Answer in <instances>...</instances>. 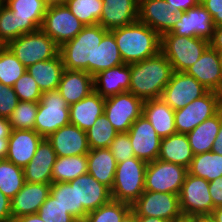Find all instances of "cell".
Returning a JSON list of instances; mask_svg holds the SVG:
<instances>
[{
  "label": "cell",
  "mask_w": 222,
  "mask_h": 222,
  "mask_svg": "<svg viewBox=\"0 0 222 222\" xmlns=\"http://www.w3.org/2000/svg\"><path fill=\"white\" fill-rule=\"evenodd\" d=\"M131 92L142 101L161 98L163 89L170 81L173 68L165 55H157L137 63L130 64Z\"/></svg>",
  "instance_id": "1"
},
{
  "label": "cell",
  "mask_w": 222,
  "mask_h": 222,
  "mask_svg": "<svg viewBox=\"0 0 222 222\" xmlns=\"http://www.w3.org/2000/svg\"><path fill=\"white\" fill-rule=\"evenodd\" d=\"M125 64L137 63L160 52L161 36L148 25L136 21L110 30Z\"/></svg>",
  "instance_id": "2"
},
{
  "label": "cell",
  "mask_w": 222,
  "mask_h": 222,
  "mask_svg": "<svg viewBox=\"0 0 222 222\" xmlns=\"http://www.w3.org/2000/svg\"><path fill=\"white\" fill-rule=\"evenodd\" d=\"M108 32L101 25L85 26L72 40L59 47L65 69L83 70L95 75V54L103 36Z\"/></svg>",
  "instance_id": "3"
},
{
  "label": "cell",
  "mask_w": 222,
  "mask_h": 222,
  "mask_svg": "<svg viewBox=\"0 0 222 222\" xmlns=\"http://www.w3.org/2000/svg\"><path fill=\"white\" fill-rule=\"evenodd\" d=\"M145 161L132 157L124 162L117 163L113 187L112 200L132 205L145 191Z\"/></svg>",
  "instance_id": "4"
},
{
  "label": "cell",
  "mask_w": 222,
  "mask_h": 222,
  "mask_svg": "<svg viewBox=\"0 0 222 222\" xmlns=\"http://www.w3.org/2000/svg\"><path fill=\"white\" fill-rule=\"evenodd\" d=\"M209 41L199 37L178 36L173 33L161 35L160 51L171 63L173 71L185 72L192 66L205 49Z\"/></svg>",
  "instance_id": "5"
},
{
  "label": "cell",
  "mask_w": 222,
  "mask_h": 222,
  "mask_svg": "<svg viewBox=\"0 0 222 222\" xmlns=\"http://www.w3.org/2000/svg\"><path fill=\"white\" fill-rule=\"evenodd\" d=\"M6 46L26 68L59 54V46L42 29L21 35Z\"/></svg>",
  "instance_id": "6"
},
{
  "label": "cell",
  "mask_w": 222,
  "mask_h": 222,
  "mask_svg": "<svg viewBox=\"0 0 222 222\" xmlns=\"http://www.w3.org/2000/svg\"><path fill=\"white\" fill-rule=\"evenodd\" d=\"M70 124V109L58 90L43 92L38 102L34 130L43 138Z\"/></svg>",
  "instance_id": "7"
},
{
  "label": "cell",
  "mask_w": 222,
  "mask_h": 222,
  "mask_svg": "<svg viewBox=\"0 0 222 222\" xmlns=\"http://www.w3.org/2000/svg\"><path fill=\"white\" fill-rule=\"evenodd\" d=\"M180 211L184 218L208 217L213 211L209 182L203 178L186 175L179 193Z\"/></svg>",
  "instance_id": "8"
},
{
  "label": "cell",
  "mask_w": 222,
  "mask_h": 222,
  "mask_svg": "<svg viewBox=\"0 0 222 222\" xmlns=\"http://www.w3.org/2000/svg\"><path fill=\"white\" fill-rule=\"evenodd\" d=\"M84 27L62 1L49 3L41 29L60 47L75 38Z\"/></svg>",
  "instance_id": "9"
},
{
  "label": "cell",
  "mask_w": 222,
  "mask_h": 222,
  "mask_svg": "<svg viewBox=\"0 0 222 222\" xmlns=\"http://www.w3.org/2000/svg\"><path fill=\"white\" fill-rule=\"evenodd\" d=\"M222 109V94L208 91L184 108L175 110L174 123L177 133L187 134L200 123L216 115Z\"/></svg>",
  "instance_id": "10"
},
{
  "label": "cell",
  "mask_w": 222,
  "mask_h": 222,
  "mask_svg": "<svg viewBox=\"0 0 222 222\" xmlns=\"http://www.w3.org/2000/svg\"><path fill=\"white\" fill-rule=\"evenodd\" d=\"M187 173V168L182 165L156 159L147 164L145 191L179 195Z\"/></svg>",
  "instance_id": "11"
},
{
  "label": "cell",
  "mask_w": 222,
  "mask_h": 222,
  "mask_svg": "<svg viewBox=\"0 0 222 222\" xmlns=\"http://www.w3.org/2000/svg\"><path fill=\"white\" fill-rule=\"evenodd\" d=\"M137 217H159L177 222L184 217L180 211L179 195L164 192L144 191L132 204Z\"/></svg>",
  "instance_id": "12"
},
{
  "label": "cell",
  "mask_w": 222,
  "mask_h": 222,
  "mask_svg": "<svg viewBox=\"0 0 222 222\" xmlns=\"http://www.w3.org/2000/svg\"><path fill=\"white\" fill-rule=\"evenodd\" d=\"M143 101L131 92L105 98L104 115L119 132H128L133 122L142 115Z\"/></svg>",
  "instance_id": "13"
},
{
  "label": "cell",
  "mask_w": 222,
  "mask_h": 222,
  "mask_svg": "<svg viewBox=\"0 0 222 222\" xmlns=\"http://www.w3.org/2000/svg\"><path fill=\"white\" fill-rule=\"evenodd\" d=\"M75 183L77 196V221L83 222L90 211L112 200L111 189L86 173L69 181Z\"/></svg>",
  "instance_id": "14"
},
{
  "label": "cell",
  "mask_w": 222,
  "mask_h": 222,
  "mask_svg": "<svg viewBox=\"0 0 222 222\" xmlns=\"http://www.w3.org/2000/svg\"><path fill=\"white\" fill-rule=\"evenodd\" d=\"M208 91L193 76L187 75L185 72L174 71L170 81L163 89L161 99L173 110H179Z\"/></svg>",
  "instance_id": "15"
},
{
  "label": "cell",
  "mask_w": 222,
  "mask_h": 222,
  "mask_svg": "<svg viewBox=\"0 0 222 222\" xmlns=\"http://www.w3.org/2000/svg\"><path fill=\"white\" fill-rule=\"evenodd\" d=\"M128 135L135 157L146 163L158 159L162 138L143 114L133 122Z\"/></svg>",
  "instance_id": "16"
},
{
  "label": "cell",
  "mask_w": 222,
  "mask_h": 222,
  "mask_svg": "<svg viewBox=\"0 0 222 222\" xmlns=\"http://www.w3.org/2000/svg\"><path fill=\"white\" fill-rule=\"evenodd\" d=\"M4 5L15 16L18 38L41 29L49 2L47 0H5Z\"/></svg>",
  "instance_id": "17"
},
{
  "label": "cell",
  "mask_w": 222,
  "mask_h": 222,
  "mask_svg": "<svg viewBox=\"0 0 222 222\" xmlns=\"http://www.w3.org/2000/svg\"><path fill=\"white\" fill-rule=\"evenodd\" d=\"M214 28L211 14L202 4H198L185 12H180L179 21L167 33H173L178 36L199 37L210 41Z\"/></svg>",
  "instance_id": "18"
},
{
  "label": "cell",
  "mask_w": 222,
  "mask_h": 222,
  "mask_svg": "<svg viewBox=\"0 0 222 222\" xmlns=\"http://www.w3.org/2000/svg\"><path fill=\"white\" fill-rule=\"evenodd\" d=\"M179 18L180 11L170 9L166 0H139L138 21L148 25L160 36L169 32Z\"/></svg>",
  "instance_id": "19"
},
{
  "label": "cell",
  "mask_w": 222,
  "mask_h": 222,
  "mask_svg": "<svg viewBox=\"0 0 222 222\" xmlns=\"http://www.w3.org/2000/svg\"><path fill=\"white\" fill-rule=\"evenodd\" d=\"M187 75L193 76L209 91L222 94V67L220 53L210 45L192 66L186 69Z\"/></svg>",
  "instance_id": "20"
},
{
  "label": "cell",
  "mask_w": 222,
  "mask_h": 222,
  "mask_svg": "<svg viewBox=\"0 0 222 222\" xmlns=\"http://www.w3.org/2000/svg\"><path fill=\"white\" fill-rule=\"evenodd\" d=\"M57 157L84 155L89 152L87 133L69 124L59 128L47 138Z\"/></svg>",
  "instance_id": "21"
},
{
  "label": "cell",
  "mask_w": 222,
  "mask_h": 222,
  "mask_svg": "<svg viewBox=\"0 0 222 222\" xmlns=\"http://www.w3.org/2000/svg\"><path fill=\"white\" fill-rule=\"evenodd\" d=\"M43 139L35 130H12L5 159L24 168L32 160Z\"/></svg>",
  "instance_id": "22"
},
{
  "label": "cell",
  "mask_w": 222,
  "mask_h": 222,
  "mask_svg": "<svg viewBox=\"0 0 222 222\" xmlns=\"http://www.w3.org/2000/svg\"><path fill=\"white\" fill-rule=\"evenodd\" d=\"M51 184L27 183L11 199L12 220L30 214H37L40 206L50 194Z\"/></svg>",
  "instance_id": "23"
},
{
  "label": "cell",
  "mask_w": 222,
  "mask_h": 222,
  "mask_svg": "<svg viewBox=\"0 0 222 222\" xmlns=\"http://www.w3.org/2000/svg\"><path fill=\"white\" fill-rule=\"evenodd\" d=\"M139 0H103L99 25L108 31L138 21Z\"/></svg>",
  "instance_id": "24"
},
{
  "label": "cell",
  "mask_w": 222,
  "mask_h": 222,
  "mask_svg": "<svg viewBox=\"0 0 222 222\" xmlns=\"http://www.w3.org/2000/svg\"><path fill=\"white\" fill-rule=\"evenodd\" d=\"M57 155L46 138L38 145L32 160L23 168L25 182L27 183H52V168Z\"/></svg>",
  "instance_id": "25"
},
{
  "label": "cell",
  "mask_w": 222,
  "mask_h": 222,
  "mask_svg": "<svg viewBox=\"0 0 222 222\" xmlns=\"http://www.w3.org/2000/svg\"><path fill=\"white\" fill-rule=\"evenodd\" d=\"M130 64H120L105 69L93 76L94 91L103 98H108L129 91Z\"/></svg>",
  "instance_id": "26"
},
{
  "label": "cell",
  "mask_w": 222,
  "mask_h": 222,
  "mask_svg": "<svg viewBox=\"0 0 222 222\" xmlns=\"http://www.w3.org/2000/svg\"><path fill=\"white\" fill-rule=\"evenodd\" d=\"M58 91L70 106L94 91L93 76L83 70L65 69Z\"/></svg>",
  "instance_id": "27"
},
{
  "label": "cell",
  "mask_w": 222,
  "mask_h": 222,
  "mask_svg": "<svg viewBox=\"0 0 222 222\" xmlns=\"http://www.w3.org/2000/svg\"><path fill=\"white\" fill-rule=\"evenodd\" d=\"M105 98L93 91L82 100L69 106L70 124L87 131L97 118L104 114Z\"/></svg>",
  "instance_id": "28"
},
{
  "label": "cell",
  "mask_w": 222,
  "mask_h": 222,
  "mask_svg": "<svg viewBox=\"0 0 222 222\" xmlns=\"http://www.w3.org/2000/svg\"><path fill=\"white\" fill-rule=\"evenodd\" d=\"M174 113L175 110L161 98L143 101L142 114L149 120L161 138L177 133Z\"/></svg>",
  "instance_id": "29"
},
{
  "label": "cell",
  "mask_w": 222,
  "mask_h": 222,
  "mask_svg": "<svg viewBox=\"0 0 222 222\" xmlns=\"http://www.w3.org/2000/svg\"><path fill=\"white\" fill-rule=\"evenodd\" d=\"M65 70L60 54L56 57L37 62L26 68L43 92L58 90L62 74Z\"/></svg>",
  "instance_id": "30"
},
{
  "label": "cell",
  "mask_w": 222,
  "mask_h": 222,
  "mask_svg": "<svg viewBox=\"0 0 222 222\" xmlns=\"http://www.w3.org/2000/svg\"><path fill=\"white\" fill-rule=\"evenodd\" d=\"M194 153L186 134L175 133L161 140L158 159L189 167Z\"/></svg>",
  "instance_id": "31"
},
{
  "label": "cell",
  "mask_w": 222,
  "mask_h": 222,
  "mask_svg": "<svg viewBox=\"0 0 222 222\" xmlns=\"http://www.w3.org/2000/svg\"><path fill=\"white\" fill-rule=\"evenodd\" d=\"M88 171L97 181L113 187L117 161L109 148L90 149L87 153Z\"/></svg>",
  "instance_id": "32"
},
{
  "label": "cell",
  "mask_w": 222,
  "mask_h": 222,
  "mask_svg": "<svg viewBox=\"0 0 222 222\" xmlns=\"http://www.w3.org/2000/svg\"><path fill=\"white\" fill-rule=\"evenodd\" d=\"M221 120L222 109L186 134L194 155L212 151L214 140L220 129Z\"/></svg>",
  "instance_id": "33"
},
{
  "label": "cell",
  "mask_w": 222,
  "mask_h": 222,
  "mask_svg": "<svg viewBox=\"0 0 222 222\" xmlns=\"http://www.w3.org/2000/svg\"><path fill=\"white\" fill-rule=\"evenodd\" d=\"M87 171V154L57 157L52 168V183L72 181Z\"/></svg>",
  "instance_id": "34"
},
{
  "label": "cell",
  "mask_w": 222,
  "mask_h": 222,
  "mask_svg": "<svg viewBox=\"0 0 222 222\" xmlns=\"http://www.w3.org/2000/svg\"><path fill=\"white\" fill-rule=\"evenodd\" d=\"M188 174L210 182L222 176V155L209 151L194 155Z\"/></svg>",
  "instance_id": "35"
},
{
  "label": "cell",
  "mask_w": 222,
  "mask_h": 222,
  "mask_svg": "<svg viewBox=\"0 0 222 222\" xmlns=\"http://www.w3.org/2000/svg\"><path fill=\"white\" fill-rule=\"evenodd\" d=\"M114 35L108 31L102 38L95 54V75L105 69L123 64Z\"/></svg>",
  "instance_id": "36"
},
{
  "label": "cell",
  "mask_w": 222,
  "mask_h": 222,
  "mask_svg": "<svg viewBox=\"0 0 222 222\" xmlns=\"http://www.w3.org/2000/svg\"><path fill=\"white\" fill-rule=\"evenodd\" d=\"M25 183L24 170L6 159H0V191L12 199Z\"/></svg>",
  "instance_id": "37"
},
{
  "label": "cell",
  "mask_w": 222,
  "mask_h": 222,
  "mask_svg": "<svg viewBox=\"0 0 222 222\" xmlns=\"http://www.w3.org/2000/svg\"><path fill=\"white\" fill-rule=\"evenodd\" d=\"M63 2L85 26L99 23L103 0H63Z\"/></svg>",
  "instance_id": "38"
},
{
  "label": "cell",
  "mask_w": 222,
  "mask_h": 222,
  "mask_svg": "<svg viewBox=\"0 0 222 222\" xmlns=\"http://www.w3.org/2000/svg\"><path fill=\"white\" fill-rule=\"evenodd\" d=\"M89 149L109 148L110 143L119 133L104 114L87 131Z\"/></svg>",
  "instance_id": "39"
},
{
  "label": "cell",
  "mask_w": 222,
  "mask_h": 222,
  "mask_svg": "<svg viewBox=\"0 0 222 222\" xmlns=\"http://www.w3.org/2000/svg\"><path fill=\"white\" fill-rule=\"evenodd\" d=\"M26 72V67L16 58L7 46H0V82L13 87Z\"/></svg>",
  "instance_id": "40"
},
{
  "label": "cell",
  "mask_w": 222,
  "mask_h": 222,
  "mask_svg": "<svg viewBox=\"0 0 222 222\" xmlns=\"http://www.w3.org/2000/svg\"><path fill=\"white\" fill-rule=\"evenodd\" d=\"M132 209V205L111 200L105 205L90 211L83 222H121Z\"/></svg>",
  "instance_id": "41"
},
{
  "label": "cell",
  "mask_w": 222,
  "mask_h": 222,
  "mask_svg": "<svg viewBox=\"0 0 222 222\" xmlns=\"http://www.w3.org/2000/svg\"><path fill=\"white\" fill-rule=\"evenodd\" d=\"M38 102L19 101L8 118L12 130H34Z\"/></svg>",
  "instance_id": "42"
},
{
  "label": "cell",
  "mask_w": 222,
  "mask_h": 222,
  "mask_svg": "<svg viewBox=\"0 0 222 222\" xmlns=\"http://www.w3.org/2000/svg\"><path fill=\"white\" fill-rule=\"evenodd\" d=\"M50 195L58 201L65 211L77 220V196L75 183H51Z\"/></svg>",
  "instance_id": "43"
},
{
  "label": "cell",
  "mask_w": 222,
  "mask_h": 222,
  "mask_svg": "<svg viewBox=\"0 0 222 222\" xmlns=\"http://www.w3.org/2000/svg\"><path fill=\"white\" fill-rule=\"evenodd\" d=\"M13 89L19 101L39 102L42 91L27 71L14 83Z\"/></svg>",
  "instance_id": "44"
},
{
  "label": "cell",
  "mask_w": 222,
  "mask_h": 222,
  "mask_svg": "<svg viewBox=\"0 0 222 222\" xmlns=\"http://www.w3.org/2000/svg\"><path fill=\"white\" fill-rule=\"evenodd\" d=\"M44 222H78L50 194L37 213Z\"/></svg>",
  "instance_id": "45"
},
{
  "label": "cell",
  "mask_w": 222,
  "mask_h": 222,
  "mask_svg": "<svg viewBox=\"0 0 222 222\" xmlns=\"http://www.w3.org/2000/svg\"><path fill=\"white\" fill-rule=\"evenodd\" d=\"M17 39L15 16L5 6H0V46H6L10 41Z\"/></svg>",
  "instance_id": "46"
},
{
  "label": "cell",
  "mask_w": 222,
  "mask_h": 222,
  "mask_svg": "<svg viewBox=\"0 0 222 222\" xmlns=\"http://www.w3.org/2000/svg\"><path fill=\"white\" fill-rule=\"evenodd\" d=\"M109 149L117 163L135 157L128 132L118 133L110 143Z\"/></svg>",
  "instance_id": "47"
},
{
  "label": "cell",
  "mask_w": 222,
  "mask_h": 222,
  "mask_svg": "<svg viewBox=\"0 0 222 222\" xmlns=\"http://www.w3.org/2000/svg\"><path fill=\"white\" fill-rule=\"evenodd\" d=\"M19 100L13 87L0 82V117L9 118L17 107Z\"/></svg>",
  "instance_id": "48"
},
{
  "label": "cell",
  "mask_w": 222,
  "mask_h": 222,
  "mask_svg": "<svg viewBox=\"0 0 222 222\" xmlns=\"http://www.w3.org/2000/svg\"><path fill=\"white\" fill-rule=\"evenodd\" d=\"M211 14L214 26L222 24V0H206L202 3Z\"/></svg>",
  "instance_id": "49"
},
{
  "label": "cell",
  "mask_w": 222,
  "mask_h": 222,
  "mask_svg": "<svg viewBox=\"0 0 222 222\" xmlns=\"http://www.w3.org/2000/svg\"><path fill=\"white\" fill-rule=\"evenodd\" d=\"M209 192L213 201V209L222 206V176L209 182Z\"/></svg>",
  "instance_id": "50"
},
{
  "label": "cell",
  "mask_w": 222,
  "mask_h": 222,
  "mask_svg": "<svg viewBox=\"0 0 222 222\" xmlns=\"http://www.w3.org/2000/svg\"><path fill=\"white\" fill-rule=\"evenodd\" d=\"M12 221L11 199L0 191V222Z\"/></svg>",
  "instance_id": "51"
},
{
  "label": "cell",
  "mask_w": 222,
  "mask_h": 222,
  "mask_svg": "<svg viewBox=\"0 0 222 222\" xmlns=\"http://www.w3.org/2000/svg\"><path fill=\"white\" fill-rule=\"evenodd\" d=\"M168 7L170 9L180 12H185L186 10L197 6L199 3L197 0H166Z\"/></svg>",
  "instance_id": "52"
},
{
  "label": "cell",
  "mask_w": 222,
  "mask_h": 222,
  "mask_svg": "<svg viewBox=\"0 0 222 222\" xmlns=\"http://www.w3.org/2000/svg\"><path fill=\"white\" fill-rule=\"evenodd\" d=\"M209 45L218 52L222 51V24L215 26Z\"/></svg>",
  "instance_id": "53"
},
{
  "label": "cell",
  "mask_w": 222,
  "mask_h": 222,
  "mask_svg": "<svg viewBox=\"0 0 222 222\" xmlns=\"http://www.w3.org/2000/svg\"><path fill=\"white\" fill-rule=\"evenodd\" d=\"M12 132L11 124L7 118L0 117V141L1 138H9Z\"/></svg>",
  "instance_id": "54"
},
{
  "label": "cell",
  "mask_w": 222,
  "mask_h": 222,
  "mask_svg": "<svg viewBox=\"0 0 222 222\" xmlns=\"http://www.w3.org/2000/svg\"><path fill=\"white\" fill-rule=\"evenodd\" d=\"M212 152L222 155V120H221L219 132H218L216 139L214 140V143H213Z\"/></svg>",
  "instance_id": "55"
},
{
  "label": "cell",
  "mask_w": 222,
  "mask_h": 222,
  "mask_svg": "<svg viewBox=\"0 0 222 222\" xmlns=\"http://www.w3.org/2000/svg\"><path fill=\"white\" fill-rule=\"evenodd\" d=\"M16 222H44L38 214H30L18 217L15 219Z\"/></svg>",
  "instance_id": "56"
},
{
  "label": "cell",
  "mask_w": 222,
  "mask_h": 222,
  "mask_svg": "<svg viewBox=\"0 0 222 222\" xmlns=\"http://www.w3.org/2000/svg\"><path fill=\"white\" fill-rule=\"evenodd\" d=\"M8 152V138H1L0 141V159H5Z\"/></svg>",
  "instance_id": "57"
},
{
  "label": "cell",
  "mask_w": 222,
  "mask_h": 222,
  "mask_svg": "<svg viewBox=\"0 0 222 222\" xmlns=\"http://www.w3.org/2000/svg\"><path fill=\"white\" fill-rule=\"evenodd\" d=\"M209 217L215 222H222V206L215 207Z\"/></svg>",
  "instance_id": "58"
},
{
  "label": "cell",
  "mask_w": 222,
  "mask_h": 222,
  "mask_svg": "<svg viewBox=\"0 0 222 222\" xmlns=\"http://www.w3.org/2000/svg\"><path fill=\"white\" fill-rule=\"evenodd\" d=\"M137 222H169L159 217H137Z\"/></svg>",
  "instance_id": "59"
},
{
  "label": "cell",
  "mask_w": 222,
  "mask_h": 222,
  "mask_svg": "<svg viewBox=\"0 0 222 222\" xmlns=\"http://www.w3.org/2000/svg\"><path fill=\"white\" fill-rule=\"evenodd\" d=\"M121 222H137V215L136 213L131 209L122 219Z\"/></svg>",
  "instance_id": "60"
},
{
  "label": "cell",
  "mask_w": 222,
  "mask_h": 222,
  "mask_svg": "<svg viewBox=\"0 0 222 222\" xmlns=\"http://www.w3.org/2000/svg\"><path fill=\"white\" fill-rule=\"evenodd\" d=\"M197 222H215L209 216L197 218Z\"/></svg>",
  "instance_id": "61"
},
{
  "label": "cell",
  "mask_w": 222,
  "mask_h": 222,
  "mask_svg": "<svg viewBox=\"0 0 222 222\" xmlns=\"http://www.w3.org/2000/svg\"><path fill=\"white\" fill-rule=\"evenodd\" d=\"M177 222H197V219L183 218L182 220Z\"/></svg>",
  "instance_id": "62"
},
{
  "label": "cell",
  "mask_w": 222,
  "mask_h": 222,
  "mask_svg": "<svg viewBox=\"0 0 222 222\" xmlns=\"http://www.w3.org/2000/svg\"><path fill=\"white\" fill-rule=\"evenodd\" d=\"M49 3H53V2H62L63 0H47Z\"/></svg>",
  "instance_id": "63"
},
{
  "label": "cell",
  "mask_w": 222,
  "mask_h": 222,
  "mask_svg": "<svg viewBox=\"0 0 222 222\" xmlns=\"http://www.w3.org/2000/svg\"><path fill=\"white\" fill-rule=\"evenodd\" d=\"M219 53H220V60H221V67H222V51H220Z\"/></svg>",
  "instance_id": "64"
},
{
  "label": "cell",
  "mask_w": 222,
  "mask_h": 222,
  "mask_svg": "<svg viewBox=\"0 0 222 222\" xmlns=\"http://www.w3.org/2000/svg\"><path fill=\"white\" fill-rule=\"evenodd\" d=\"M5 0H0V6L4 5Z\"/></svg>",
  "instance_id": "65"
},
{
  "label": "cell",
  "mask_w": 222,
  "mask_h": 222,
  "mask_svg": "<svg viewBox=\"0 0 222 222\" xmlns=\"http://www.w3.org/2000/svg\"><path fill=\"white\" fill-rule=\"evenodd\" d=\"M199 4H202L206 0H197Z\"/></svg>",
  "instance_id": "66"
}]
</instances>
